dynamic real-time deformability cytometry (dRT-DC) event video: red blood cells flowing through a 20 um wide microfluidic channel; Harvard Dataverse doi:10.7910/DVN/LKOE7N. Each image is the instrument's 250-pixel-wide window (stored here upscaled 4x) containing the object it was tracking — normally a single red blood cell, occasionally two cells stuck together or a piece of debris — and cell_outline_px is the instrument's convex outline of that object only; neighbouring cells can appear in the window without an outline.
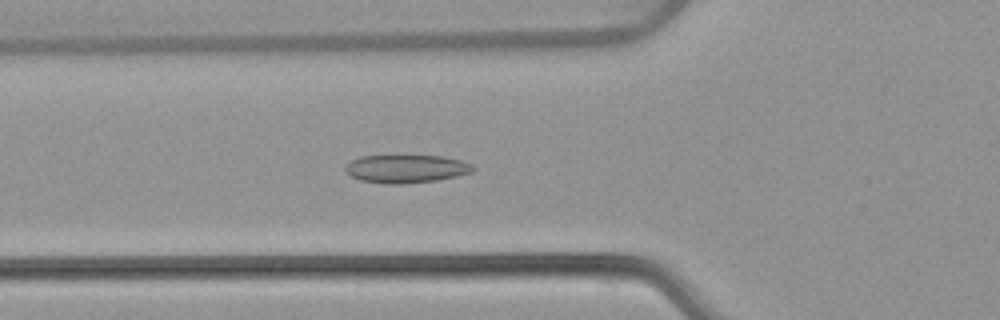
{"species": "common noctule bat (a hibernating species)", "species_latin": "Nyctalus noctula", "temperature_condition": "warm", "stored_images_in_passage": 53, "camera_frame_rate_fps": 3000, "um_per_image_px": 0.085, "animal": {"sex": "female", "body_mass_g": 22.7, "forearm_length_mm": 54.2}, "frame": {"image": 1, "passage_image": 19, "time_ms": 6.0, "image_size_px": [1000, 320], "cell_outline_px": [[476, 168], [472, 172], [456, 176], [436, 180], [404, 184], [384, 184], [360, 180], [352, 176], [344, 168], [352, 160], [360, 156], [444, 156], [460, 160], [472, 164]], "centroid_in_image_um": [34.55, 14.35], "position_along_channel_um": 91.3, "area_um2": 20.81}}
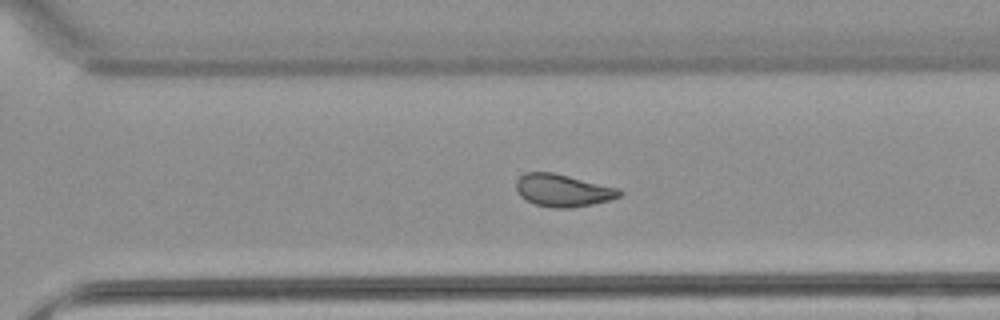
{"frame": {"image": 2, "passage_image": 37, "time_ms": 12.0, "image_size_px": [1000, 320], "cell_outline_px": [[624, 192], [620, 196], [608, 200], [592, 204], [572, 208], [552, 208], [536, 204], [520, 196], [516, 188], [516, 180], [520, 176], [528, 172], [552, 172], [620, 188]], "centroid_in_image_um": [47.86, 16.18], "position_along_channel_um": 322.7, "area_um2": 19.48}}
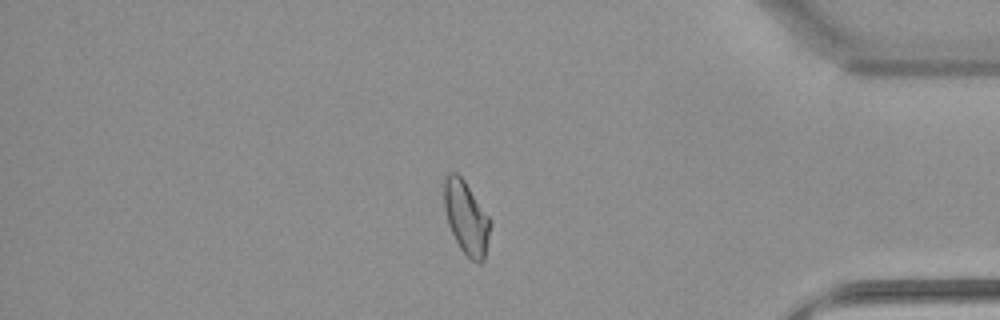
{"frame": {"image": 3, "passage_image": 45, "time_ms": 14.667, "image_size_px": [1000, 320], "cell_outline_px": [[492, 224], [484, 260], [480, 264], [472, 260], [460, 248], [448, 224], [444, 208], [444, 180], [448, 172], [456, 172], [464, 180], [492, 220]], "centroid_in_image_um": [39.65, 18.5], "position_along_channel_um": 395.6, "area_um2": 19.77}, "authors_computed_cell_mechanics": {"area_um2": 20.3456, "velocity_mm_per_s": 3.8552, "shape_relaxation_time_tau1_ms": null, "shape_relaxation_time_tau2_ms": 2.8397, "deformation_change_tau1": null, "deformation_change_tau2": 0.0736}}